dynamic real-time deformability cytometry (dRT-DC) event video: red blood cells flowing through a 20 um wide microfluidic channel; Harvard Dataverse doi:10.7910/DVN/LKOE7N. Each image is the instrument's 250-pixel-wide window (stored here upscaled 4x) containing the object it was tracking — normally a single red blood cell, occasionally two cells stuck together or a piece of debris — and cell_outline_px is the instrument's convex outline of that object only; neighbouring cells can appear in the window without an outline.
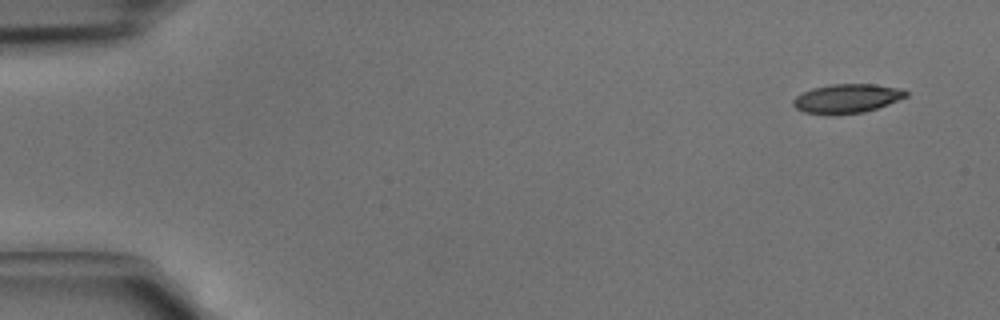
{"species": "common noctule bat (a hibernating species)", "species_latin": "Nyctalus noctula", "temperature_condition": "cold", "stored_images_in_passage": 4, "camera_frame_rate_fps": 3000, "um_per_image_px": 0.085, "animal": {"sex": "male", "body_mass_g": 15.6}, "frame": {"image": 1, "passage_image": 1, "time_ms": 0.0, "image_size_px": [1000, 320], "cell_outline_px": [[908, 96], [888, 104], [864, 112], [804, 112], [796, 108], [792, 104], [792, 100], [796, 96], [812, 88], [832, 84], [872, 84], [904, 88], [908, 92]], "centroid_in_image_um": [72.05, 8.32], "position_along_channel_um": 13.0, "area_um2": 18.5}}
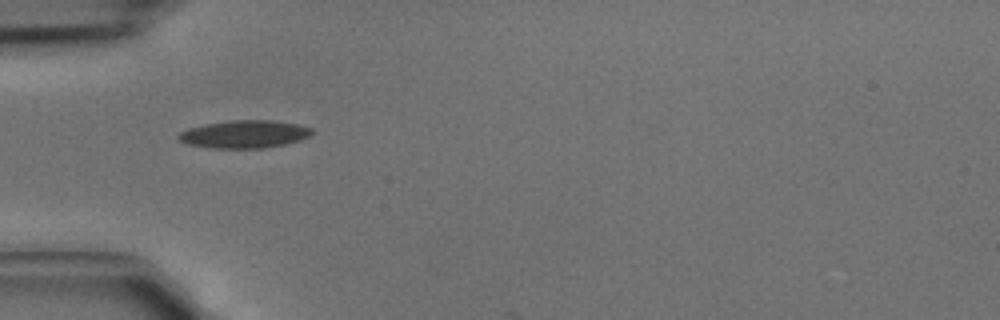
{"frame": {"image": 2, "passage_image": 4, "time_ms": 1.0, "image_size_px": [1000, 320], "cell_outline_px": [[312, 132], [308, 136], [300, 140], [284, 144], [264, 148], [212, 148], [188, 144], [180, 140], [176, 136], [180, 132], [188, 128], [204, 124], [232, 120], [272, 120], [296, 124], [312, 128]], "centroid_in_image_um": [20.75, 11.4], "position_along_channel_um": 64.3, "area_um2": 21.44}}